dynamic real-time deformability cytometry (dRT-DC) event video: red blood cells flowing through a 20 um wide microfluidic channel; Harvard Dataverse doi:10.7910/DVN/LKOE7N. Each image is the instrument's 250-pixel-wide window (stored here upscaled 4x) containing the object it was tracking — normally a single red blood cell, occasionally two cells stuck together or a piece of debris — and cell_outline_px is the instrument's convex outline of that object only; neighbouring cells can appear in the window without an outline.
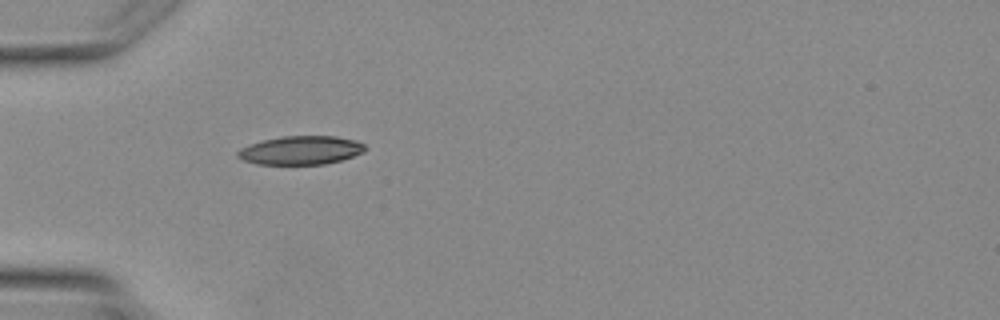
{"species": "Egyptian fruit bat (a non-hibernating species)", "species_latin": "Rousettus aegyptiacus", "temperature_condition": "warm", "stored_images_in_passage": 5, "camera_frame_rate_fps": 3000, "um_per_image_px": 0.085, "animal": {"sex": "female"}, "frame": {"image": 1, "passage_image": 5, "time_ms": 5.0, "image_size_px": [1000, 320], "cell_outline_px": [[364, 152], [340, 160], [324, 164], [256, 164], [244, 160], [236, 156], [236, 152], [240, 148], [264, 140], [284, 136], [336, 136], [356, 140], [364, 144]], "centroid_in_image_um": [25.56, 12.77], "position_along_channel_um": 59.4, "area_um2": 21.04}}